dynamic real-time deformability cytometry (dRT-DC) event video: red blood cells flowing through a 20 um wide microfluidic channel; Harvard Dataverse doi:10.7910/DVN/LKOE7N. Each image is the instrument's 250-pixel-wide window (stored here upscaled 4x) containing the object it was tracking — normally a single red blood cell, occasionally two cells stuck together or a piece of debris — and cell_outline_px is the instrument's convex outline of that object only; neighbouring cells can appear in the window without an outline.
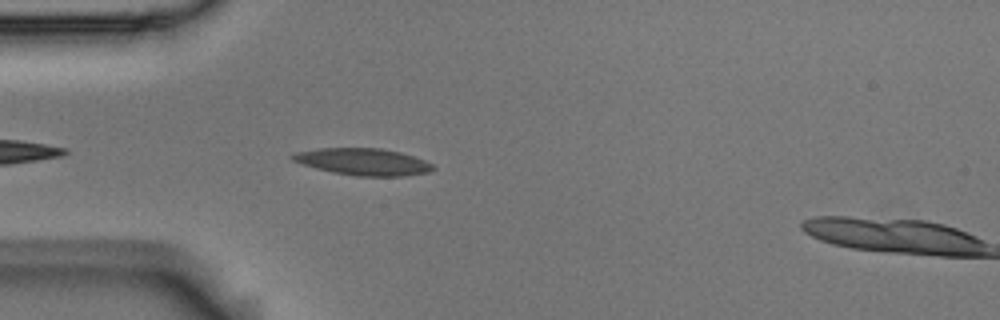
{"species": "Egyptian fruit bat (a non-hibernating species)", "species_latin": "Rousettus aegyptiacus", "temperature_condition": "room temperature", "stored_images_in_passage": 5, "camera_frame_rate_fps": 3000, "um_per_image_px": 0.085, "animal": {"sex": "male"}, "frame": {"image": 1, "passage_image": 4, "time_ms": 1.0, "image_size_px": [1000, 320], "cell_outline_px": [[436, 168], [428, 172], [404, 176], [356, 176], [332, 172], [316, 168], [292, 160], [288, 156], [296, 152], [320, 148], [380, 148], [400, 152], [424, 160], [432, 164]], "centroid_in_image_um": [30.86, 13.75], "position_along_channel_um": 54.1, "area_um2": 21.91}}